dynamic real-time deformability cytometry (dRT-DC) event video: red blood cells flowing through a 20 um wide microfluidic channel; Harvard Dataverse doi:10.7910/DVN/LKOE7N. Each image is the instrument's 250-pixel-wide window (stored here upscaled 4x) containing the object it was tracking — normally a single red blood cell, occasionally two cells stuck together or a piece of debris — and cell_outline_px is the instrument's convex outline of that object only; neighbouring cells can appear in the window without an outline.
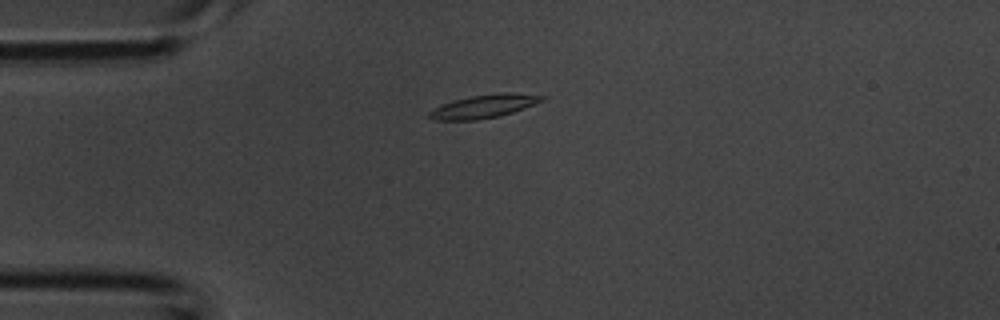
{"species": "common noctule bat (a hibernating species)", "species_latin": "Nyctalus noctula", "temperature_condition": "room temperature", "stored_images_in_passage": 1, "camera_frame_rate_fps": 3000, "um_per_image_px": 0.085, "animal": {"sex": "male", "body_mass_g": 20.1, "forearm_length_mm": 53.5}, "frame": {"image": 1, "passage_image": 1, "time_ms": 0.0, "image_size_px": [1000, 320], "cell_outline_px": [[548, 96], [544, 100], [536, 104], [500, 116], [476, 120], [432, 120], [424, 116], [432, 108], [440, 104], [472, 96], [500, 92], [508, 92]], "centroid_in_image_um": [41.09, 9.04], "position_along_channel_um": 43.9, "area_um2": 15.55}}